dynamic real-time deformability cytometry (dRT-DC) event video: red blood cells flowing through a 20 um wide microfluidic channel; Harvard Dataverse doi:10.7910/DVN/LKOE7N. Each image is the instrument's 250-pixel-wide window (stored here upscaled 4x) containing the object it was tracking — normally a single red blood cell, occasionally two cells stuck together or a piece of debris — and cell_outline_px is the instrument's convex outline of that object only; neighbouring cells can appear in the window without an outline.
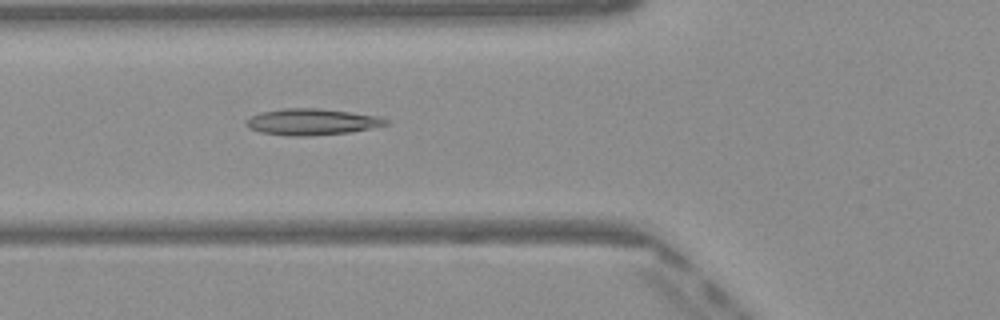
{"species": "Egyptian fruit bat (a non-hibernating species)", "species_latin": "Rousettus aegyptiacus", "temperature_condition": "warm", "stored_images_in_passage": 40, "camera_frame_rate_fps": 3000, "um_per_image_px": 0.085, "frame": {"image": 1, "passage_image": 9, "time_ms": 2.667, "image_size_px": [1000, 320], "cell_outline_px": [[388, 124], [372, 128], [352, 132], [308, 136], [288, 136], [260, 132], [248, 128], [244, 124], [244, 120], [260, 112], [284, 108], [320, 108], [380, 116], [388, 120]], "centroid_in_image_um": [26.48, 10.36], "position_along_channel_um": 99.3, "area_um2": 21.68}}
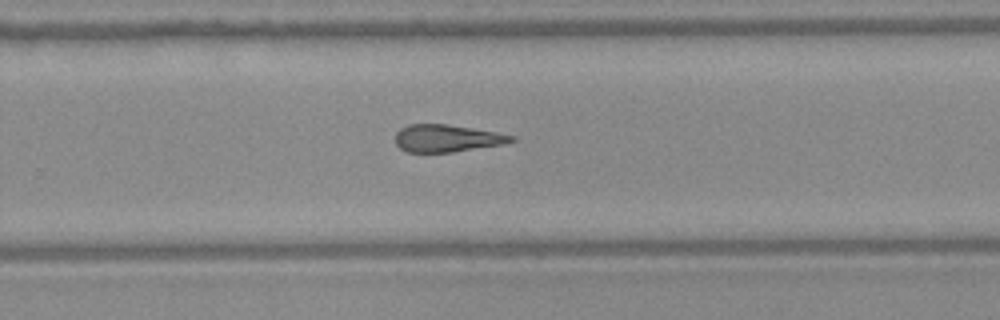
{"frame": {"image": 2, "passage_image": 23, "time_ms": 7.333, "image_size_px": [1000, 320], "cell_outline_px": [[516, 140], [504, 144], [452, 152], [408, 152], [400, 148], [396, 144], [396, 132], [400, 128], [408, 124], [448, 124], [496, 132], [516, 136]], "centroid_in_image_um": [37.99, 11.75], "position_along_channel_um": 291.8, "area_um2": 18.5}}
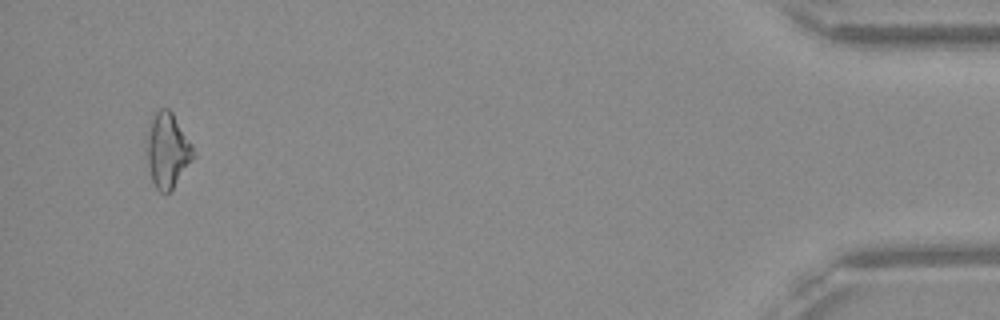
{"frame": {"image": 3, "passage_image": 38, "time_ms": 12.333, "image_size_px": [1000, 320], "cell_outline_px": [[196, 156], [172, 188], [164, 196], [156, 188], [152, 180], [148, 164], [148, 124], [152, 116], [160, 108], [168, 108], [172, 112], [192, 144]], "centroid_in_image_um": [14.25, 12.77], "position_along_channel_um": 420.9, "area_um2": 20.11}, "authors_computed_cell_mechanics": {"area_um2": 19.363, "velocity_mm_per_s": 4.114, "shape_relaxation_time_tau1_ms": null, "shape_relaxation_time_tau2_ms": 4.6421, "deformation_change_tau1": null, "deformation_change_tau2": 0.1706}}